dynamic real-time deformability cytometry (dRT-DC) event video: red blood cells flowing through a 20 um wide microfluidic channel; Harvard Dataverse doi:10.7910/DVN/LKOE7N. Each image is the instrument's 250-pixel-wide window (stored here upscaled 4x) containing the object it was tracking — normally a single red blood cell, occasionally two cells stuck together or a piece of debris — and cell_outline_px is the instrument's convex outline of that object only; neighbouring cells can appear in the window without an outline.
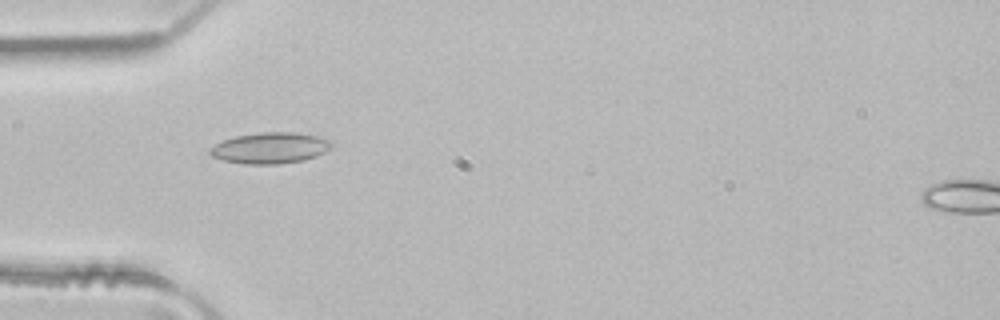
{"species": "common noctule bat (a hibernating species)", "species_latin": "Nyctalus noctula", "temperature_condition": "room temperature", "stored_images_in_passage": 6, "camera_frame_rate_fps": 3000, "um_per_image_px": 0.085, "animal": {"sex": "male", "body_mass_g": 21.5, "forearm_length_mm": 52.0}, "frame": {"image": 1, "passage_image": 4, "time_ms": 1.0, "image_size_px": [1000, 320], "cell_outline_px": [[332, 144], [324, 152], [316, 156], [304, 160], [280, 164], [244, 164], [224, 160], [212, 156], [208, 152], [208, 148], [224, 140], [236, 136], [260, 132], [296, 132], [320, 136], [332, 140]], "centroid_in_image_um": [22.97, 12.57], "position_along_channel_um": 62.0, "area_um2": 22.08}}
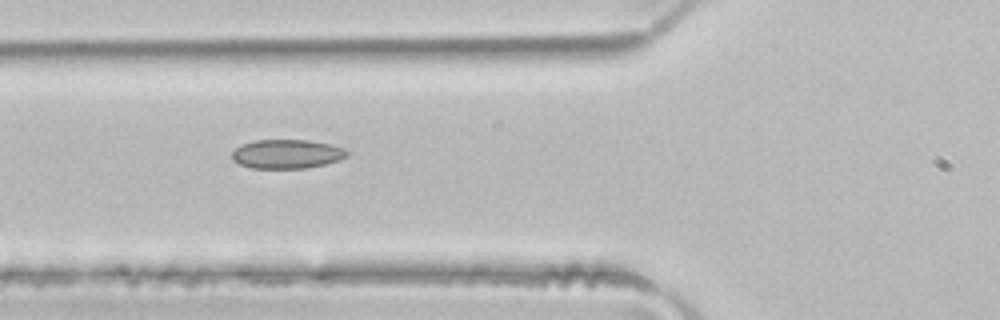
{"frame": {"image": 2, "passage_image": 5, "time_ms": 1.333, "image_size_px": [1000, 320], "cell_outline_px": [[348, 156], [340, 160], [324, 164], [304, 168], [252, 168], [240, 164], [232, 160], [232, 152], [240, 144], [256, 140], [308, 140], [328, 144], [344, 148], [348, 152]], "centroid_in_image_um": [24.37, 13.08], "position_along_channel_um": 101.4, "area_um2": 19.42}}
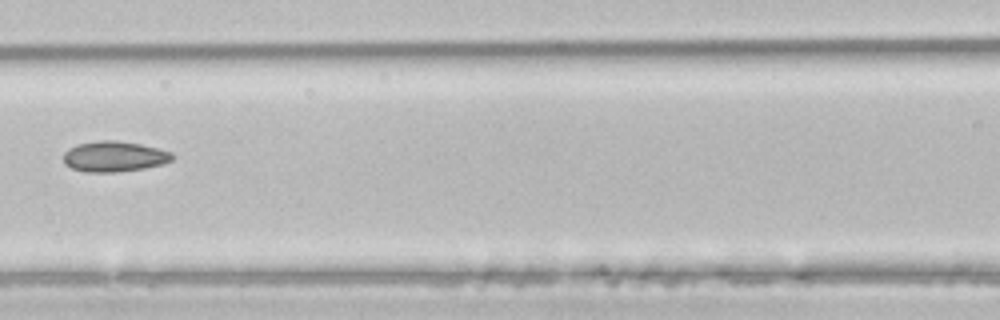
{"frame": {"image": 3, "passage_image": 6, "time_ms": 1.667, "image_size_px": [1000, 320], "cell_outline_px": [[172, 160], [160, 164], [144, 168], [116, 172], [84, 172], [72, 168], [64, 164], [64, 152], [68, 148], [76, 144], [100, 140], [116, 140], [140, 144], [172, 152]], "centroid_in_image_um": [9.65, 13.3], "position_along_channel_um": 156.9, "area_um2": 19.31}}